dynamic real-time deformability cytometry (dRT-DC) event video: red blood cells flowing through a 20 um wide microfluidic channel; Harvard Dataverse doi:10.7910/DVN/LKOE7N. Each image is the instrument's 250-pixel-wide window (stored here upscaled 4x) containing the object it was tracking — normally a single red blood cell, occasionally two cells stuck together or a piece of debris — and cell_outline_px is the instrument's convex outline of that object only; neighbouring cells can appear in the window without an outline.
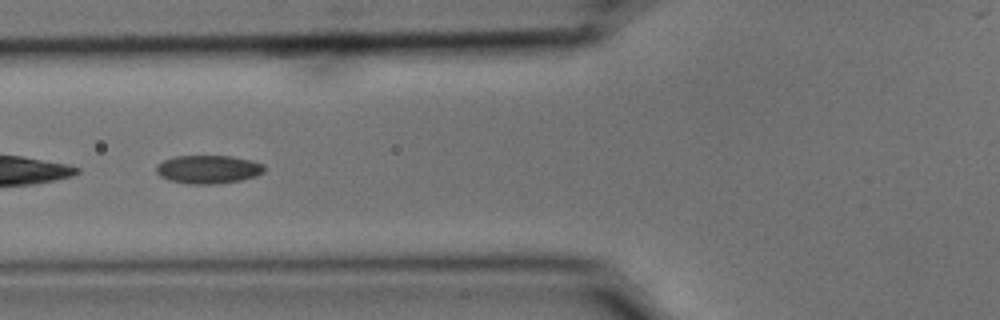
{"species": "common noctule bat (a hibernating species)", "species_latin": "Nyctalus noctula", "temperature_condition": "cold", "stored_images_in_passage": 16, "camera_frame_rate_fps": 3000, "um_per_image_px": 0.085, "animal": {"sex": "male", "body_mass_g": 15.6}, "frame": {"image": 1, "passage_image": 7, "time_ms": 2.0, "image_size_px": [1000, 320], "cell_outline_px": [[264, 172], [256, 176], [240, 180], [216, 184], [188, 184], [168, 180], [160, 176], [156, 172], [156, 164], [172, 156], [232, 156], [252, 160], [264, 164]], "centroid_in_image_um": [17.68, 14.39], "position_along_channel_um": 108.1, "area_um2": 18.03}}
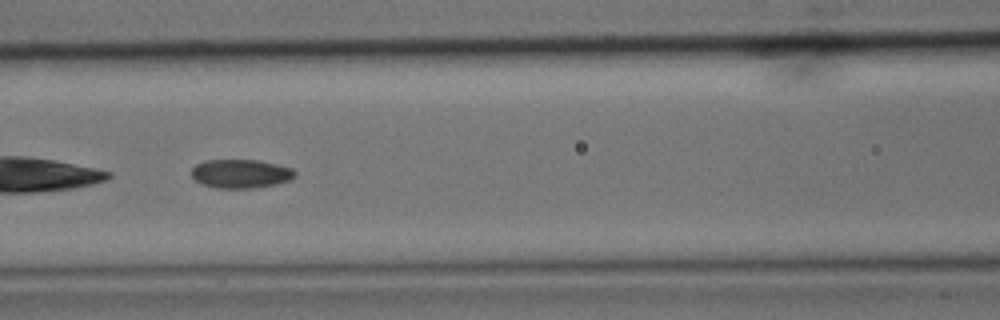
{"frame": {"image": 2, "passage_image": 10, "time_ms": 3.0, "image_size_px": [1000, 320], "cell_outline_px": [[296, 176], [292, 180], [276, 184], [252, 188], [216, 188], [200, 184], [192, 176], [192, 168], [196, 164], [204, 160], [256, 160], [276, 164], [292, 168], [296, 172]], "centroid_in_image_um": [20.47, 14.77], "position_along_channel_um": 146.1, "area_um2": 17.46}}